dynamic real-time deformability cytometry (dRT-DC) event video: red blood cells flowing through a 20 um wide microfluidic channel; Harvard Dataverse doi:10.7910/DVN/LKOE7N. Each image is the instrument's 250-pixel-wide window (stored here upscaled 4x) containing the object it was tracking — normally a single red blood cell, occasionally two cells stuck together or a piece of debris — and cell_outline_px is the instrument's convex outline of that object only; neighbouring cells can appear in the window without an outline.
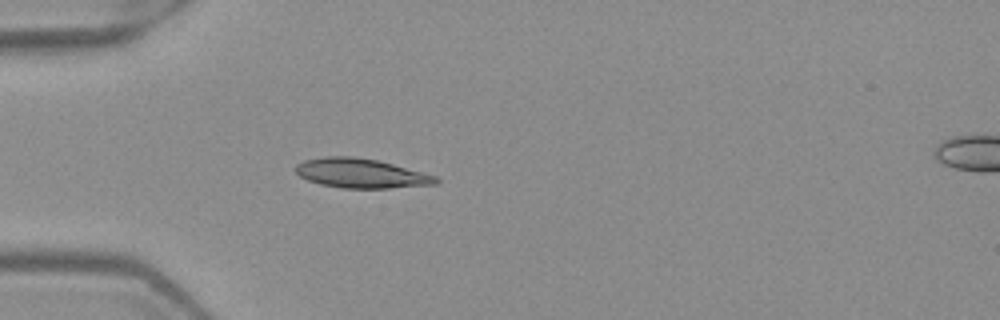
{"species": "Egyptian fruit bat (a non-hibernating species)", "species_latin": "Rousettus aegyptiacus", "temperature_condition": "warm", "stored_images_in_passage": 37, "camera_frame_rate_fps": 3000, "um_per_image_px": 0.085, "frame": {"image": 1, "passage_image": 1, "time_ms": 0.0, "image_size_px": [1000, 320], "cell_outline_px": [[440, 180], [436, 184], [388, 188], [340, 188], [320, 184], [308, 180], [300, 176], [296, 172], [296, 164], [304, 160], [324, 156], [352, 156], [376, 160], [392, 164], [436, 176]], "centroid_in_image_um": [30.65, 14.73], "position_along_channel_um": 54.4, "area_um2": 23.87}}
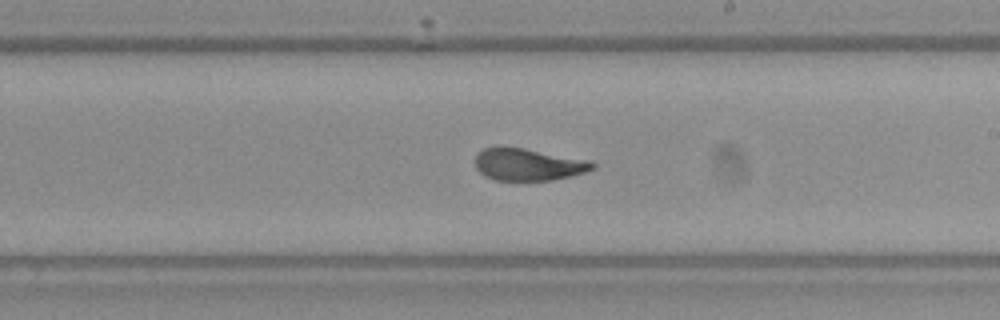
{"frame": {"image": 2, "passage_image": 16, "time_ms": 5.0, "image_size_px": [1000, 320], "cell_outline_px": [[596, 168], [572, 176], [552, 180], [496, 180], [484, 176], [476, 168], [476, 152], [484, 148], [524, 148], [592, 160], [596, 164]], "centroid_in_image_um": [44.95, 13.99], "position_along_channel_um": 244.1, "area_um2": 21.96}}
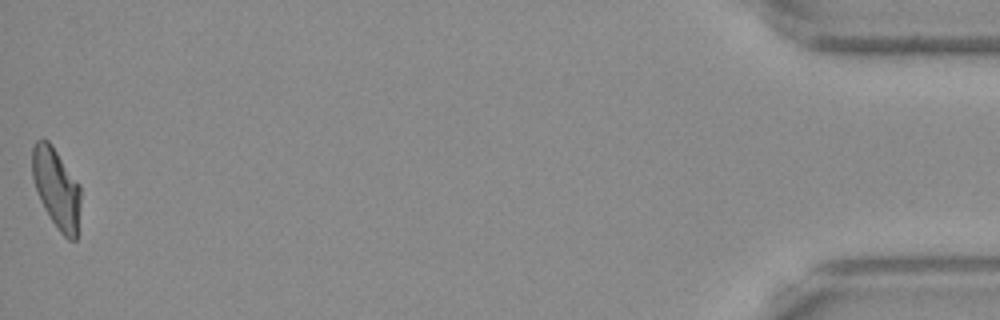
{"frame": {"image": 3, "passage_image": 37, "time_ms": 12.0, "image_size_px": [1000, 320], "cell_outline_px": [[80, 204], [76, 240], [68, 240], [60, 232], [44, 208], [40, 200], [32, 176], [32, 148], [36, 140], [48, 140], [52, 144], [80, 184]], "centroid_in_image_um": [4.8, 15.98], "position_along_channel_um": 430.4, "area_um2": 22.54}, "authors_computed_cell_mechanics": {"area_um2": 22.831, "velocity_mm_per_s": 3.9795, "shape_relaxation_time_tau1_ms": 6.8976, "shape_relaxation_time_tau2_ms": 0.8888, "deformation_change_tau1": 0.2142, "deformation_change_tau2": 0.0505}}